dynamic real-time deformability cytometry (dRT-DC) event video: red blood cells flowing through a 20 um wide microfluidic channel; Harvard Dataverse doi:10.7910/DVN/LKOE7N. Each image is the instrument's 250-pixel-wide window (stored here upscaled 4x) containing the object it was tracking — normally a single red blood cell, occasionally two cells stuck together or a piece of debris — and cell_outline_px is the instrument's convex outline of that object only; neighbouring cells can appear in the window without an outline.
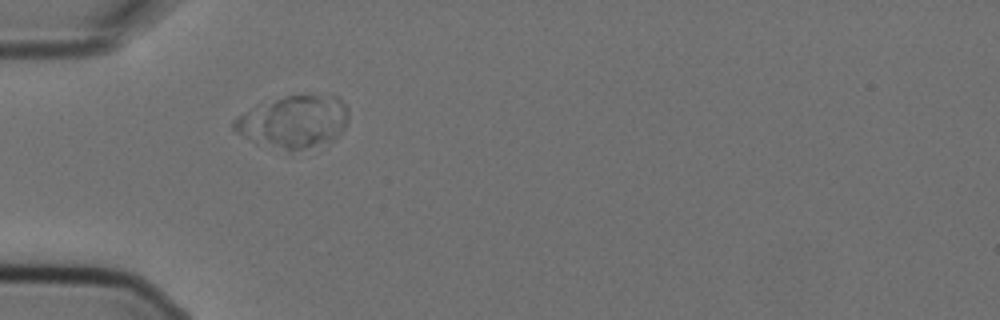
{"species": "Egyptian fruit bat (a non-hibernating species)", "species_latin": "Rousettus aegyptiacus", "temperature_condition": "cold", "stored_images_in_passage": 3, "camera_frame_rate_fps": 3000, "um_per_image_px": 0.085, "animal": {"sex": "female"}, "frame": {"image": 1, "passage_image": 1, "time_ms": 0.0, "image_size_px": [1000, 320], "cell_outline_px": [[348, 120], [344, 128], [336, 136], [304, 148], [288, 148], [236, 132], [232, 128], [232, 120], [236, 116], [252, 108], [284, 96], [328, 92], [336, 96], [348, 108]], "centroid_in_image_um": [25.05, 10.21], "position_along_channel_um": 60.0, "area_um2": 33.41}}
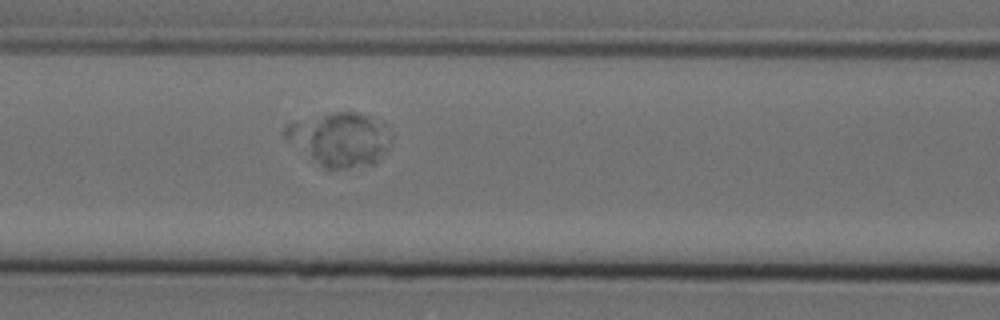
{"frame": {"image": 2, "passage_image": 3, "time_ms": 0.667, "image_size_px": [1000, 320], "cell_outline_px": [[392, 136], [376, 160], [372, 164], [348, 168], [328, 168], [284, 136], [284, 128], [288, 124], [336, 112], [356, 112], [384, 120], [388, 124], [392, 132]], "centroid_in_image_um": [28.99, 11.78], "position_along_channel_um": 137.6, "area_um2": 31.73}}